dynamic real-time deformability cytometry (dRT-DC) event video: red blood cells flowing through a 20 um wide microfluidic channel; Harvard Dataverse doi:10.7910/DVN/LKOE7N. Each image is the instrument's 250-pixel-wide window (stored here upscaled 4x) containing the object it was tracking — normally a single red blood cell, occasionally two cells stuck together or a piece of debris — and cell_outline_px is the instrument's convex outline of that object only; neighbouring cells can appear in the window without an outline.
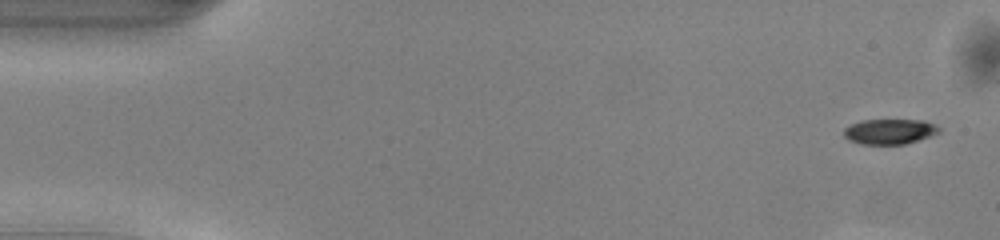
{"species": "common noctule bat (a hibernating species)", "species_latin": "Nyctalus noctula", "temperature_condition": "warm", "stored_images_in_passage": 43, "camera_frame_rate_fps": 3000, "um_per_image_px": 0.085, "animal": {"sex": "male", "body_mass_g": 13.0, "forearm_length_mm": 53.1}, "frame": {"image": 1, "passage_image": 1, "time_ms": 0.0, "image_size_px": [1000, 240], "cell_outline_px": [[940, 132], [932, 136], [904, 144], [860, 144], [848, 140], [844, 136], [844, 128], [860, 120], [924, 120], [936, 124], [940, 128]], "centroid_in_image_um": [75.64, 11.18], "position_along_channel_um": 9.4, "area_um2": 14.1}}
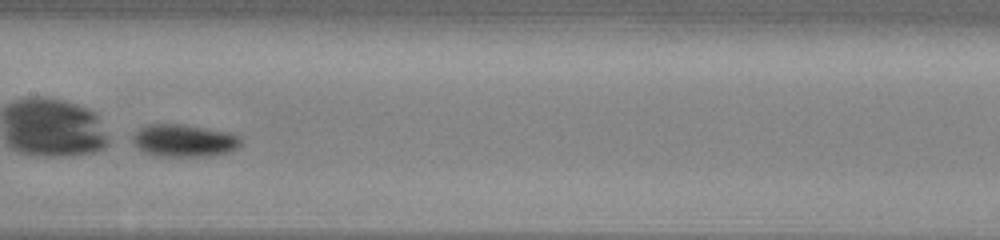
{"frame": {"image": 2, "passage_image": 25, "time_ms": 8.0, "image_size_px": [1000, 240], "cell_outline_px": [[240, 144], [236, 148], [228, 152], [208, 156], [156, 156], [140, 148], [132, 140], [132, 136], [140, 128], [148, 124], [184, 124], [228, 132], [240, 136]], "centroid_in_image_um": [15.66, 11.94], "position_along_channel_um": 191.7, "area_um2": 20.17}}
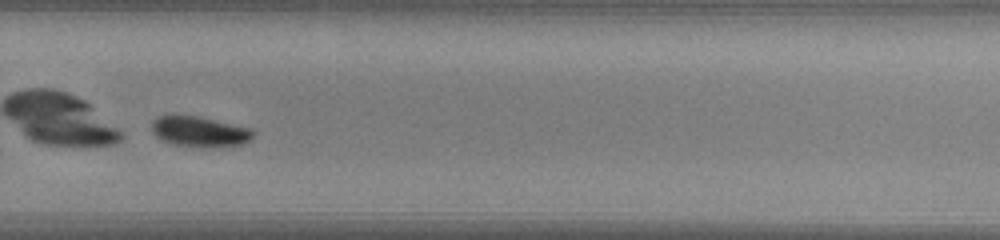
{"frame": {"image": 3, "passage_image": 34, "time_ms": 11.0, "image_size_px": [1000, 240], "cell_outline_px": [[252, 136], [244, 144], [168, 144], [160, 140], [152, 132], [152, 120], [156, 116], [196, 116], [252, 128]], "centroid_in_image_um": [16.88, 11.13], "position_along_channel_um": 312.9, "area_um2": 16.94}}